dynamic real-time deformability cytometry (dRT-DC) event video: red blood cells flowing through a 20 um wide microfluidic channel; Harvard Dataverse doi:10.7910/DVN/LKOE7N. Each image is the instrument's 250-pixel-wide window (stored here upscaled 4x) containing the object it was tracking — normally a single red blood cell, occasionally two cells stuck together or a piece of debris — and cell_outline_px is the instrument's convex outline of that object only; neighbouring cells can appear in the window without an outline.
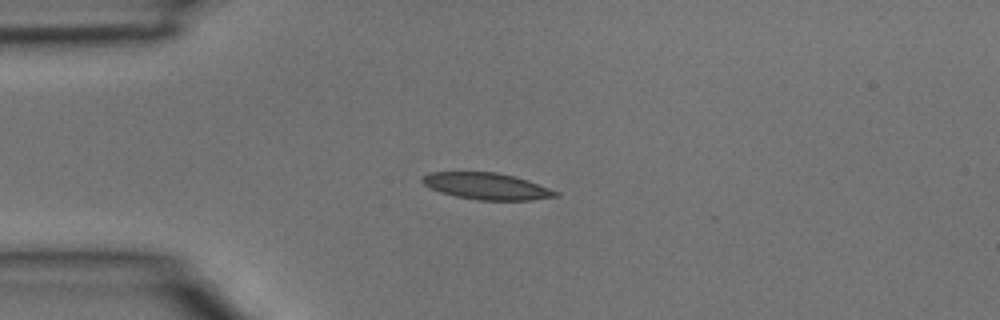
{"species": "common noctule bat (a hibernating species)", "species_latin": "Nyctalus noctula", "temperature_condition": "room temperature", "stored_images_in_passage": 2, "camera_frame_rate_fps": 3000, "um_per_image_px": 0.085, "animal": {"sex": "male", "body_mass_g": 15.6}, "frame": {"image": 1, "passage_image": 1, "time_ms": 0.0, "image_size_px": [1000, 320], "cell_outline_px": [[560, 196], [532, 200], [476, 200], [456, 196], [440, 192], [424, 184], [420, 180], [428, 172], [496, 172], [528, 180], [560, 192]], "centroid_in_image_um": [41.4, 15.83], "position_along_channel_um": 43.6, "area_um2": 20.63}}